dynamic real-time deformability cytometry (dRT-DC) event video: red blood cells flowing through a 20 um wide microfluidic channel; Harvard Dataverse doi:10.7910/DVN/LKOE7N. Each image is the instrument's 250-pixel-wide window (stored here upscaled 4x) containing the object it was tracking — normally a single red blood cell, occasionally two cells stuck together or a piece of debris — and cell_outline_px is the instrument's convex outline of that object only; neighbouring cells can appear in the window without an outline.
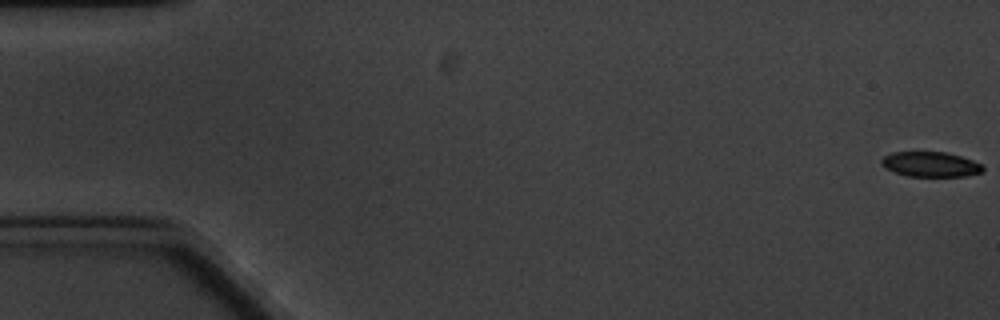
{"species": "common noctule bat (a hibernating species)", "species_latin": "Nyctalus noctula", "temperature_condition": "cold", "stored_images_in_passage": 5, "camera_frame_rate_fps": 3000, "um_per_image_px": 0.085, "animal": {"sex": "male", "body_mass_g": 20.1, "forearm_length_mm": 53.5}, "frame": {"image": 1, "passage_image": 1, "time_ms": 0.0, "image_size_px": [1000, 320], "cell_outline_px": [[984, 172], [968, 176], [908, 176], [884, 168], [880, 164], [880, 160], [884, 156], [892, 152], [948, 152], [984, 164]], "centroid_in_image_um": [79.12, 13.96], "position_along_channel_um": 5.9, "area_um2": 14.97}}
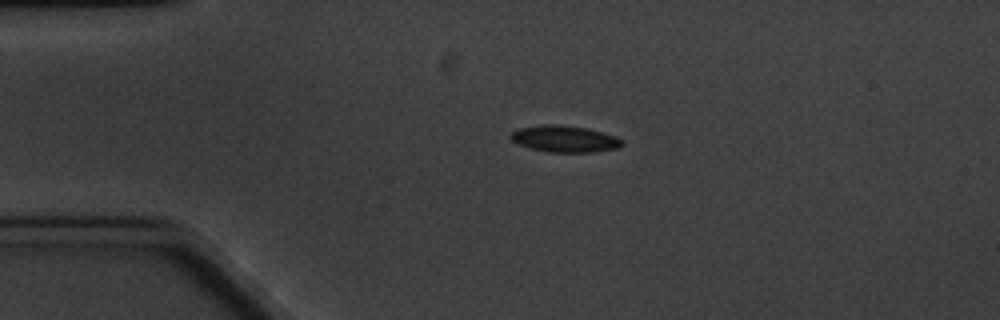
{"frame": {"image": 2, "passage_image": 4, "time_ms": 4.333, "image_size_px": [1000, 320], "cell_outline_px": [[624, 144], [620, 148], [596, 152], [548, 152], [528, 148], [516, 144], [508, 136], [512, 132], [520, 128], [540, 124], [560, 124], [588, 128], [616, 136], [624, 140]], "centroid_in_image_um": [48.01, 11.8], "position_along_channel_um": 37.0, "area_um2": 17.69}}